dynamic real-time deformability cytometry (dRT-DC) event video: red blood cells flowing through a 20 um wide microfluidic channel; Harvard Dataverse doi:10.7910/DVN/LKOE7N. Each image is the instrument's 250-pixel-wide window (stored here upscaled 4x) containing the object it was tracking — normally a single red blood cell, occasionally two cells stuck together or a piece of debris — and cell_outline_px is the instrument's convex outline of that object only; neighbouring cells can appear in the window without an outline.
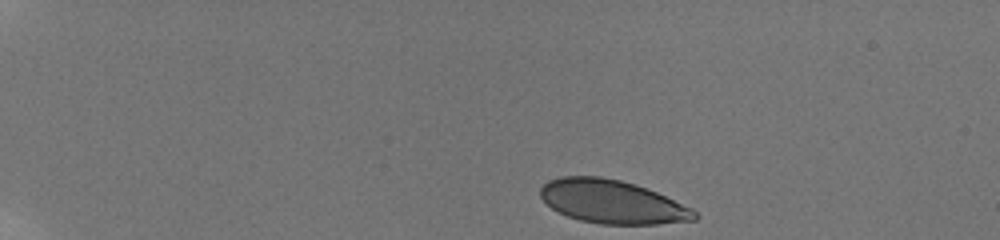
{"species": "human", "species_latin": "Homo sapiens", "temperature_condition": "room temperature", "stored_images_in_passage": 12, "camera_frame_rate_fps": 3000, "um_per_image_px": 0.085, "donor": {"sex": "male"}, "frame": {"image": 1, "passage_image": 1, "time_ms": 0.0, "image_size_px": [1000, 240], "cell_outline_px": [[700, 216], [696, 220], [656, 224], [600, 224], [580, 220], [568, 216], [552, 208], [540, 196], [540, 188], [548, 180], [560, 176], [600, 176], [620, 180], [636, 184], [656, 192], [692, 208]], "centroid_in_image_um": [52.04, 17.14], "position_along_channel_um": 33.0, "area_um2": 38.96}}